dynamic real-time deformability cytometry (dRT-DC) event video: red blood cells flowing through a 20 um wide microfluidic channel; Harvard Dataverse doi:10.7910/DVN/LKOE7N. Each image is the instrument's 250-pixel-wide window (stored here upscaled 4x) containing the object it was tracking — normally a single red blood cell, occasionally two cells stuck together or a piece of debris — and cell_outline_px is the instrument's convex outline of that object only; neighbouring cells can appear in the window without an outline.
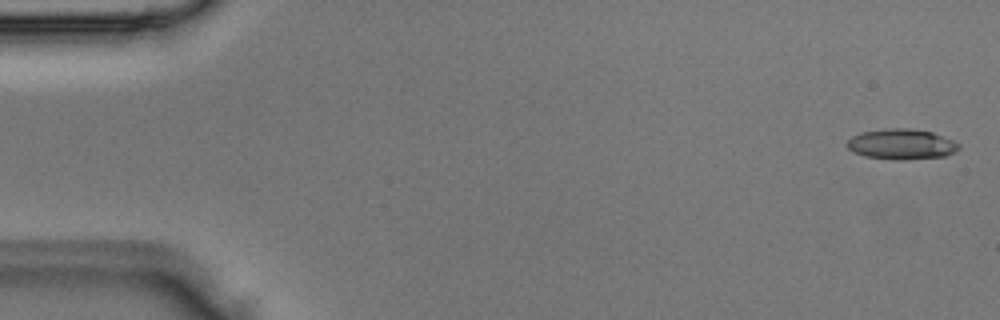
{"species": "Egyptian fruit bat (a non-hibernating species)", "species_latin": "Rousettus aegyptiacus", "temperature_condition": "room temperature", "stored_images_in_passage": 4, "camera_frame_rate_fps": 3000, "um_per_image_px": 0.085, "animal": {"sex": "male"}, "frame": {"image": 1, "passage_image": 1, "time_ms": 0.0, "image_size_px": [1000, 320], "cell_outline_px": [[960, 148], [956, 152], [944, 156], [864, 156], [848, 148], [844, 144], [852, 136], [860, 132], [884, 128], [912, 128], [932, 132], [952, 140], [960, 144]], "centroid_in_image_um": [76.61, 12.17], "position_along_channel_um": 8.4, "area_um2": 18.73}}
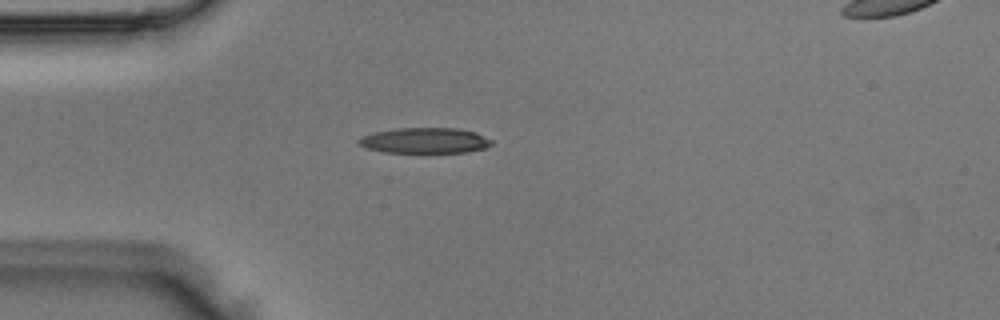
{"frame": {"image": 2, "passage_image": 4, "time_ms": 1.0, "image_size_px": [1000, 320], "cell_outline_px": [[492, 144], [484, 148], [468, 152], [384, 152], [368, 148], [360, 144], [356, 140], [360, 136], [376, 132], [396, 128], [460, 128], [476, 132], [492, 140]], "centroid_in_image_um": [36.13, 11.93], "position_along_channel_um": 48.9, "area_um2": 19.71}}